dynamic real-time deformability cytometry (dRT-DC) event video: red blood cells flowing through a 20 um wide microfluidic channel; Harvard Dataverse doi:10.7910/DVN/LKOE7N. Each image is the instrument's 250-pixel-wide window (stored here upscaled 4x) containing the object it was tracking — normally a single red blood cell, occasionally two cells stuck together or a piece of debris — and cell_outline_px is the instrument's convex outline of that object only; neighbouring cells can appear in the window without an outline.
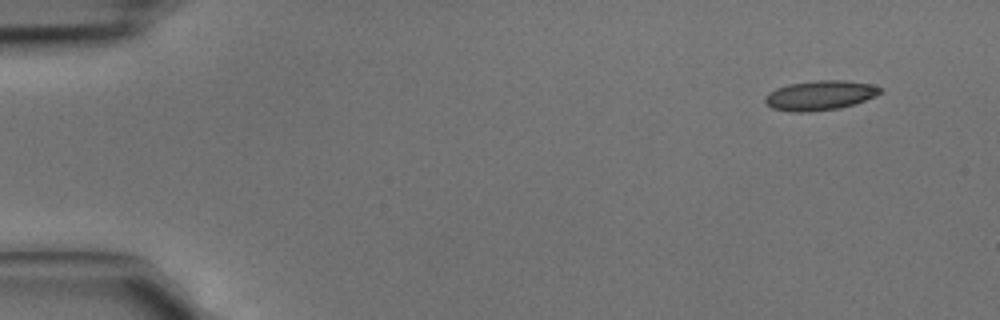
{"species": "common noctule bat (a hibernating species)", "species_latin": "Nyctalus noctula", "temperature_condition": "cold", "stored_images_in_passage": 5, "camera_frame_rate_fps": 3000, "um_per_image_px": 0.085, "animal": {"sex": "male", "body_mass_g": 15.6}, "frame": {"image": 1, "passage_image": 1, "time_ms": 0.0, "image_size_px": [1000, 320], "cell_outline_px": [[884, 92], [876, 96], [840, 108], [808, 112], [788, 112], [772, 108], [764, 100], [768, 92], [776, 88], [788, 84], [816, 80], [844, 80], [872, 84], [884, 88]], "centroid_in_image_um": [69.72, 8.1], "position_along_channel_um": 15.3, "area_um2": 20.06}}
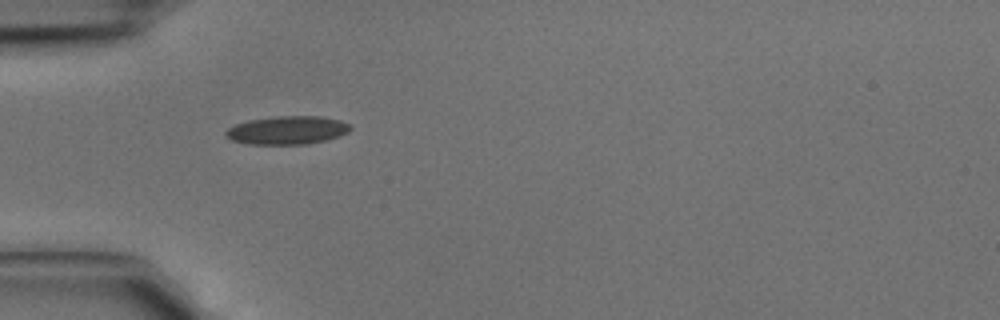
{"frame": {"image": 2, "passage_image": 4, "time_ms": 1.0, "image_size_px": [1000, 320], "cell_outline_px": [[352, 128], [348, 132], [340, 136], [328, 140], [308, 144], [248, 144], [232, 140], [224, 132], [228, 128], [236, 124], [248, 120], [276, 116], [320, 116], [340, 120], [352, 124]], "centroid_in_image_um": [24.48, 11.06], "position_along_channel_um": 60.5, "area_um2": 20.69}}